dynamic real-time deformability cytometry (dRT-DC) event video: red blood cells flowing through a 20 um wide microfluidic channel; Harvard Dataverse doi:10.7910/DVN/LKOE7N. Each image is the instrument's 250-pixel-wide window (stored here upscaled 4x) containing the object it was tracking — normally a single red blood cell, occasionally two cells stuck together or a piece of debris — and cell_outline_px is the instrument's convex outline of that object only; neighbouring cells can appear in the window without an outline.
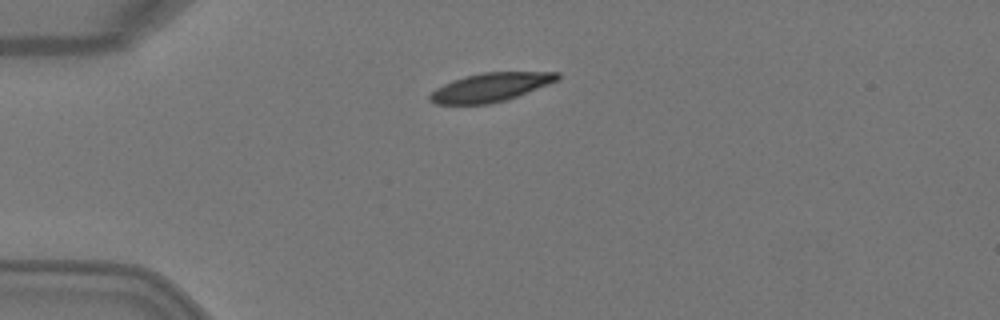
{"species": "Egyptian fruit bat (a non-hibernating species)", "species_latin": "Rousettus aegyptiacus", "temperature_condition": "warm", "stored_images_in_passage": 3, "camera_frame_rate_fps": 3000, "um_per_image_px": 0.085, "animal": {"sex": "female"}, "frame": {"image": 1, "passage_image": 1, "time_ms": 0.0, "image_size_px": [1000, 320], "cell_outline_px": [[560, 80], [508, 100], [488, 104], [436, 104], [428, 100], [428, 96], [436, 88], [452, 80], [464, 76], [484, 72], [560, 72]], "centroid_in_image_um": [41.72, 7.42], "position_along_channel_um": 43.3, "area_um2": 21.5}}